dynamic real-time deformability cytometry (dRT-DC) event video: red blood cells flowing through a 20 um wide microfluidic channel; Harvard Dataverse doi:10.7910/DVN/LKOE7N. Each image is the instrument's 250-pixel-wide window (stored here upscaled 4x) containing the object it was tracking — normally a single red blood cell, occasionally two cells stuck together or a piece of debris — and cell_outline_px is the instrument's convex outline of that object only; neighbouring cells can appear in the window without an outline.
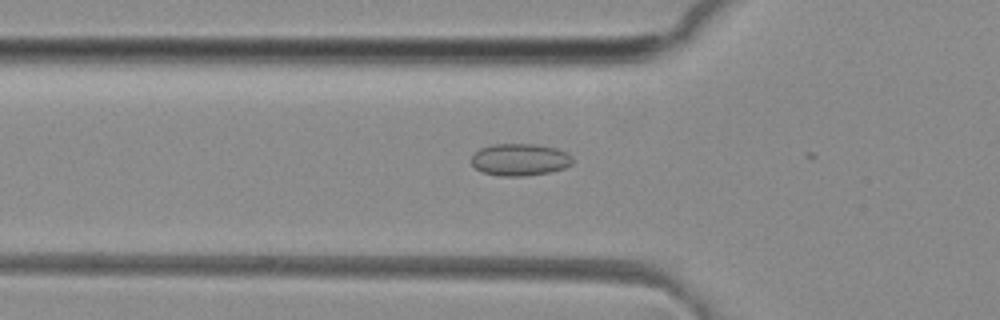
{"species": "common noctule bat (a hibernating species)", "species_latin": "Nyctalus noctula", "temperature_condition": "room temperature", "stored_images_in_passage": 6, "camera_frame_rate_fps": 3000, "um_per_image_px": 0.085, "animal": {"sex": "female", "body_mass_g": 29.2, "forearm_length_mm": 56.3}, "frame": {"image": 1, "passage_image": 4, "time_ms": 1.0, "image_size_px": [1000, 320], "cell_outline_px": [[572, 164], [564, 168], [548, 172], [524, 176], [500, 176], [480, 172], [472, 164], [472, 156], [480, 148], [492, 144], [536, 144], [556, 148], [568, 152], [572, 156]], "centroid_in_image_um": [44.19, 13.56], "position_along_channel_um": 81.6, "area_um2": 19.02}}